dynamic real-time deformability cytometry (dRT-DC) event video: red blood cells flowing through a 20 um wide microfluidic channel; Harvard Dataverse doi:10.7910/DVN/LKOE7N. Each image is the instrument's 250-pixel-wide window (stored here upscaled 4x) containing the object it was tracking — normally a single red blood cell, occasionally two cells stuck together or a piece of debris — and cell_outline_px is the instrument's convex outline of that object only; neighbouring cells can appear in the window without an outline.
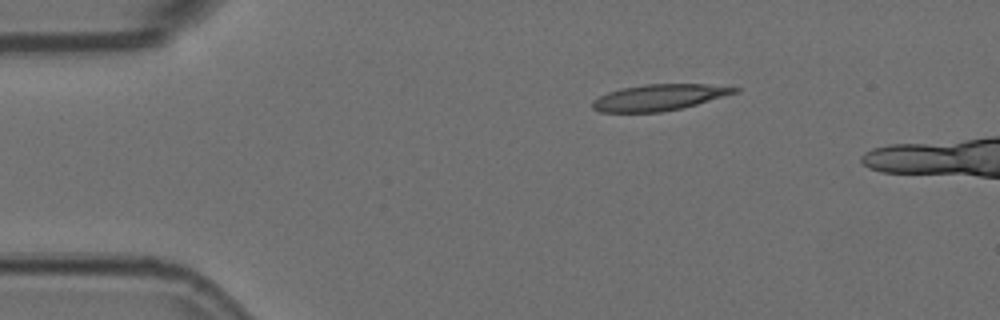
{"species": "Egyptian fruit bat (a non-hibernating species)", "species_latin": "Rousettus aegyptiacus", "temperature_condition": "room temperature", "stored_images_in_passage": 6, "camera_frame_rate_fps": 3000, "um_per_image_px": 0.085, "animal": {"sex": "female"}, "frame": {"image": 1, "passage_image": 1, "time_ms": 0.0, "image_size_px": [1000, 320], "cell_outline_px": [[740, 92], [696, 104], [680, 108], [660, 112], [600, 112], [592, 108], [592, 100], [608, 92], [620, 88], [644, 84], [708, 84], [740, 88]], "centroid_in_image_um": [56.02, 8.27], "position_along_channel_um": 29.0, "area_um2": 21.68}}